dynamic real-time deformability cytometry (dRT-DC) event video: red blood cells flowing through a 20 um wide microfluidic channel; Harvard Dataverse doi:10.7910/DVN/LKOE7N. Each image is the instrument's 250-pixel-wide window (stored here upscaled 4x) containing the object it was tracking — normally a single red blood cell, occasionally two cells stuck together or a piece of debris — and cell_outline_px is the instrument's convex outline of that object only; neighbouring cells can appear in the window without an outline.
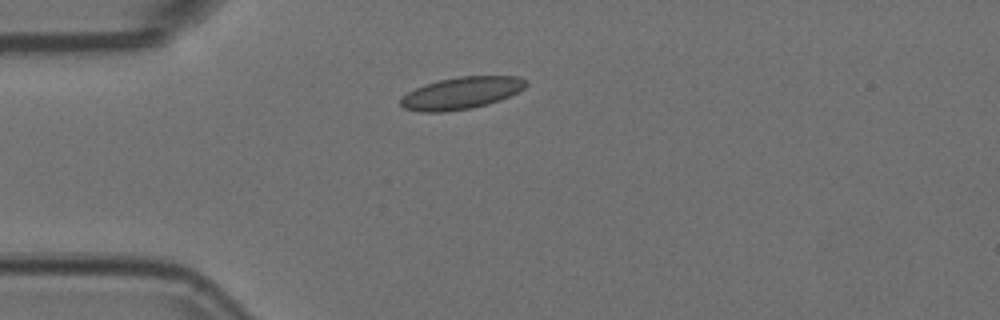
{"species": "Egyptian fruit bat (a non-hibernating species)", "species_latin": "Rousettus aegyptiacus", "temperature_condition": "room temperature", "stored_images_in_passage": 4, "camera_frame_rate_fps": 3000, "um_per_image_px": 0.085, "animal": {"sex": "female"}, "frame": {"image": 1, "passage_image": 1, "time_ms": 0.0, "image_size_px": [1000, 320], "cell_outline_px": [[528, 84], [524, 88], [500, 100], [488, 104], [472, 108], [444, 112], [420, 112], [404, 108], [400, 104], [400, 100], [408, 92], [424, 84], [440, 80], [460, 76], [516, 76], [528, 80]], "centroid_in_image_um": [39.22, 7.91], "position_along_channel_um": 45.8, "area_um2": 23.35}}
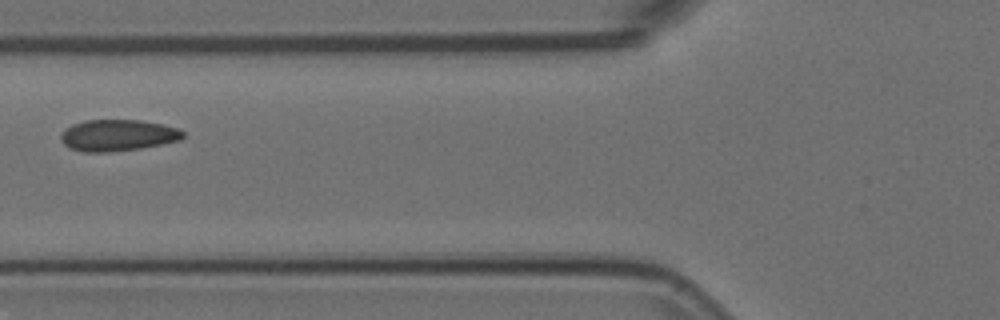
{"frame": {"image": 2, "passage_image": 3, "time_ms": 0.667, "image_size_px": [1000, 320], "cell_outline_px": [[184, 136], [180, 140], [140, 148], [108, 152], [84, 152], [72, 148], [64, 144], [60, 140], [60, 136], [64, 128], [72, 124], [84, 120], [140, 120], [160, 124], [176, 128], [184, 132]], "centroid_in_image_um": [9.96, 11.49], "position_along_channel_um": 115.8, "area_um2": 22.25}}
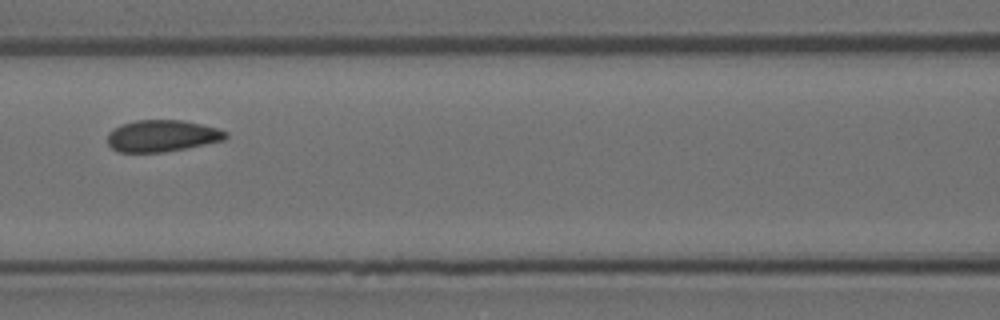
{"frame": {"image": 3, "passage_image": 4, "time_ms": 1.0, "image_size_px": [1000, 320], "cell_outline_px": [[228, 136], [224, 140], [164, 152], [120, 152], [112, 148], [108, 144], [108, 132], [120, 124], [136, 120], [180, 120], [200, 124], [216, 128], [228, 132]], "centroid_in_image_um": [13.75, 11.54], "position_along_channel_um": 152.9, "area_um2": 21.68}}